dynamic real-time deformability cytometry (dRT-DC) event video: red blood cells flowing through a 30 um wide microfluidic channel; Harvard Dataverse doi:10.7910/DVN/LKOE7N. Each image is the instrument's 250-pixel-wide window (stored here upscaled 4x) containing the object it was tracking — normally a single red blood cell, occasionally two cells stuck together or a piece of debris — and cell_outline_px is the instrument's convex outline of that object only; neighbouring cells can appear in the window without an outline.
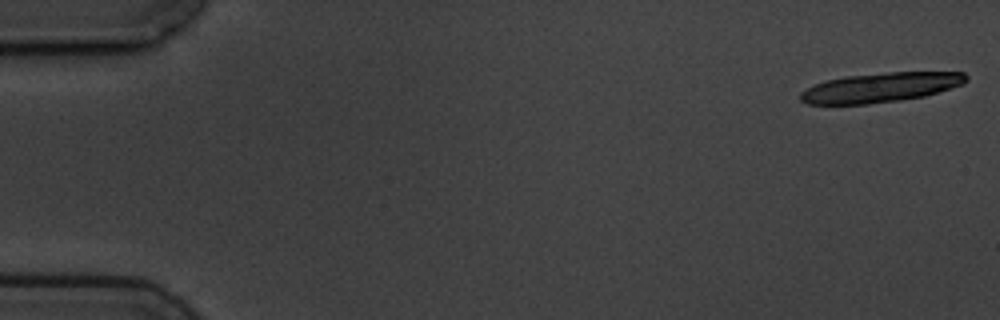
{"species": "common noctule bat (a hibernating species)", "species_latin": "Nyctalus noctula", "temperature_condition": "cold", "stored_images_in_passage": 4, "camera_frame_rate_fps": 3000, "um_per_image_px": 0.085, "animal": {"sex": "male", "body_mass_g": 19.5, "forearm_length_mm": 54.6}, "frame": {"image": 1, "passage_image": 1, "time_ms": 0.0, "image_size_px": [1000, 320], "cell_outline_px": [[968, 80], [964, 84], [924, 96], [900, 100], [868, 104], [808, 104], [800, 100], [800, 92], [816, 84], [828, 80], [844, 76], [888, 72], [964, 72], [968, 76]], "centroid_in_image_um": [74.87, 7.43], "position_along_channel_um": 10.1, "area_um2": 28.44}}